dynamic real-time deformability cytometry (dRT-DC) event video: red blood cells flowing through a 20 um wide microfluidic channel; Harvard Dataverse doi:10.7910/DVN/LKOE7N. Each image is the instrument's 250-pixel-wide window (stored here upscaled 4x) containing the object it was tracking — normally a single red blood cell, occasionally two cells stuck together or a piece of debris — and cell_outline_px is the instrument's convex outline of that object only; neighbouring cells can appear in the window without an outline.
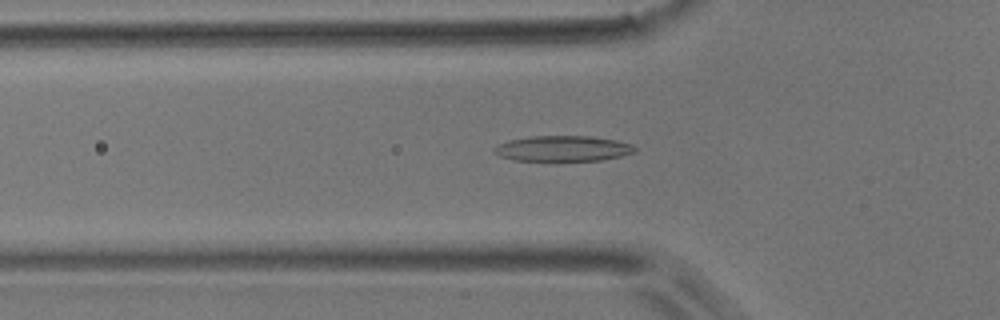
{"species": "common noctule bat (a hibernating species)", "species_latin": "Nyctalus noctula", "temperature_condition": "room temperature", "stored_images_in_passage": 44, "camera_frame_rate_fps": 3000, "um_per_image_px": 0.085, "animal": {"sex": "male", "body_mass_g": 17.9}, "frame": {"image": 1, "passage_image": 16, "time_ms": 5.0, "image_size_px": [1000, 320], "cell_outline_px": [[636, 152], [620, 156], [600, 160], [516, 160], [500, 156], [492, 152], [492, 148], [496, 144], [508, 140], [532, 136], [588, 136], [616, 140], [632, 144], [636, 148]], "centroid_in_image_um": [47.81, 12.61], "position_along_channel_um": 78.0, "area_um2": 20.87}}
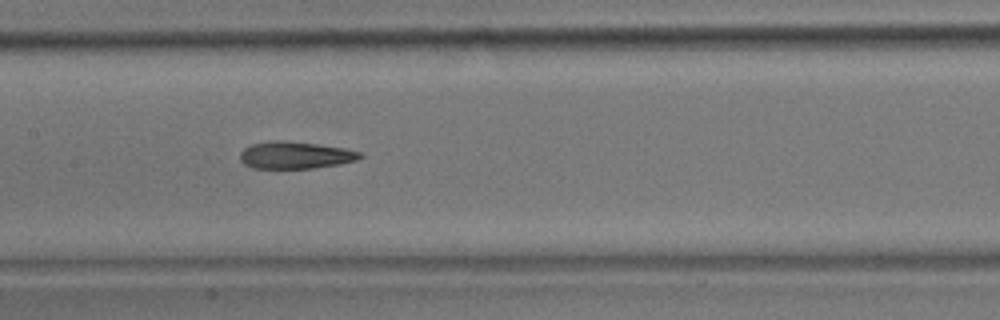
{"frame": {"image": 2, "passage_image": 24, "time_ms": 7.667, "image_size_px": [1000, 320], "cell_outline_px": [[364, 156], [356, 160], [340, 164], [312, 168], [252, 168], [244, 164], [240, 160], [240, 152], [244, 148], [252, 144], [272, 140], [280, 140], [316, 144], [344, 148], [360, 152]], "centroid_in_image_um": [25.08, 13.19], "position_along_channel_um": 182.3, "area_um2": 18.9}}
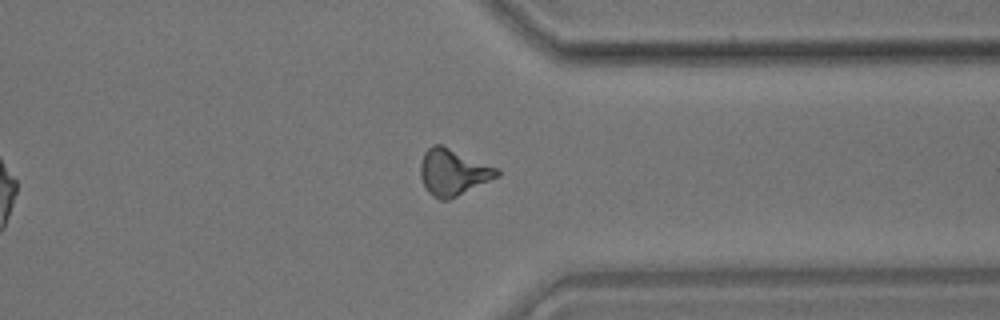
{"frame": {"image": 3, "passage_image": 39, "time_ms": 12.667, "image_size_px": [1000, 320], "cell_outline_px": [[500, 176], [448, 200], [440, 200], [432, 196], [428, 192], [420, 176], [420, 164], [424, 152], [432, 144], [440, 144], [500, 168]], "centroid_in_image_um": [38.52, 14.63], "position_along_channel_um": 372.9, "area_um2": 20.81}, "authors_computed_cell_mechanics": {"area_um2": 19.6231, "velocity_mm_per_s": 3.8685, "shape_relaxation_time_tau1_ms": 9.3885, "shape_relaxation_time_tau2_ms": 3.31, "deformation_change_tau1": 0.2488, "deformation_change_tau2": 0.1304}}